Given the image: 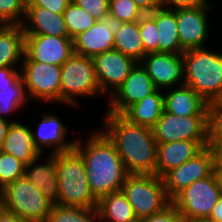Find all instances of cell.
<instances>
[{"mask_svg":"<svg viewBox=\"0 0 222 222\" xmlns=\"http://www.w3.org/2000/svg\"><path fill=\"white\" fill-rule=\"evenodd\" d=\"M89 137L87 143L77 139L74 149L85 164L90 191L99 200L122 190L128 173L115 145L102 130L94 131Z\"/></svg>","mask_w":222,"mask_h":222,"instance_id":"1","label":"cell"},{"mask_svg":"<svg viewBox=\"0 0 222 222\" xmlns=\"http://www.w3.org/2000/svg\"><path fill=\"white\" fill-rule=\"evenodd\" d=\"M102 130L113 142L128 174H155L157 142L152 128L134 124L121 114L106 113Z\"/></svg>","mask_w":222,"mask_h":222,"instance_id":"2","label":"cell"},{"mask_svg":"<svg viewBox=\"0 0 222 222\" xmlns=\"http://www.w3.org/2000/svg\"><path fill=\"white\" fill-rule=\"evenodd\" d=\"M184 81L207 103L222 96V54L195 48L182 53Z\"/></svg>","mask_w":222,"mask_h":222,"instance_id":"3","label":"cell"},{"mask_svg":"<svg viewBox=\"0 0 222 222\" xmlns=\"http://www.w3.org/2000/svg\"><path fill=\"white\" fill-rule=\"evenodd\" d=\"M58 176V204L92 208L98 200L90 191L85 164L81 155L73 148L55 153Z\"/></svg>","mask_w":222,"mask_h":222,"instance_id":"4","label":"cell"},{"mask_svg":"<svg viewBox=\"0 0 222 222\" xmlns=\"http://www.w3.org/2000/svg\"><path fill=\"white\" fill-rule=\"evenodd\" d=\"M2 209L25 222H46L53 206L24 176L1 189Z\"/></svg>","mask_w":222,"mask_h":222,"instance_id":"5","label":"cell"},{"mask_svg":"<svg viewBox=\"0 0 222 222\" xmlns=\"http://www.w3.org/2000/svg\"><path fill=\"white\" fill-rule=\"evenodd\" d=\"M122 191L138 220L162 211L171 203L163 179L156 174H128Z\"/></svg>","mask_w":222,"mask_h":222,"instance_id":"6","label":"cell"},{"mask_svg":"<svg viewBox=\"0 0 222 222\" xmlns=\"http://www.w3.org/2000/svg\"><path fill=\"white\" fill-rule=\"evenodd\" d=\"M101 93L92 57L73 53L61 66L60 103L78 106L76 98Z\"/></svg>","mask_w":222,"mask_h":222,"instance_id":"7","label":"cell"},{"mask_svg":"<svg viewBox=\"0 0 222 222\" xmlns=\"http://www.w3.org/2000/svg\"><path fill=\"white\" fill-rule=\"evenodd\" d=\"M221 197L214 173L199 179L179 192L171 203L187 222L208 218Z\"/></svg>","mask_w":222,"mask_h":222,"instance_id":"8","label":"cell"},{"mask_svg":"<svg viewBox=\"0 0 222 222\" xmlns=\"http://www.w3.org/2000/svg\"><path fill=\"white\" fill-rule=\"evenodd\" d=\"M157 143L179 140L210 141L208 115L176 116L165 110L152 127Z\"/></svg>","mask_w":222,"mask_h":222,"instance_id":"9","label":"cell"},{"mask_svg":"<svg viewBox=\"0 0 222 222\" xmlns=\"http://www.w3.org/2000/svg\"><path fill=\"white\" fill-rule=\"evenodd\" d=\"M21 63V77L29 99L60 104L61 66L37 61Z\"/></svg>","mask_w":222,"mask_h":222,"instance_id":"10","label":"cell"},{"mask_svg":"<svg viewBox=\"0 0 222 222\" xmlns=\"http://www.w3.org/2000/svg\"><path fill=\"white\" fill-rule=\"evenodd\" d=\"M215 154L211 145L204 147L192 159L171 169L163 177L165 191L170 200L193 182L213 173Z\"/></svg>","mask_w":222,"mask_h":222,"instance_id":"11","label":"cell"},{"mask_svg":"<svg viewBox=\"0 0 222 222\" xmlns=\"http://www.w3.org/2000/svg\"><path fill=\"white\" fill-rule=\"evenodd\" d=\"M102 95H110L124 82L138 63L130 56L111 49L92 57ZM113 90H109V88ZM108 93V94H107Z\"/></svg>","mask_w":222,"mask_h":222,"instance_id":"12","label":"cell"},{"mask_svg":"<svg viewBox=\"0 0 222 222\" xmlns=\"http://www.w3.org/2000/svg\"><path fill=\"white\" fill-rule=\"evenodd\" d=\"M73 53V40L70 37L25 35L22 61H37L62 66Z\"/></svg>","mask_w":222,"mask_h":222,"instance_id":"13","label":"cell"},{"mask_svg":"<svg viewBox=\"0 0 222 222\" xmlns=\"http://www.w3.org/2000/svg\"><path fill=\"white\" fill-rule=\"evenodd\" d=\"M146 69L138 62L124 82L109 96L107 113L122 114L129 106L156 91Z\"/></svg>","mask_w":222,"mask_h":222,"instance_id":"14","label":"cell"},{"mask_svg":"<svg viewBox=\"0 0 222 222\" xmlns=\"http://www.w3.org/2000/svg\"><path fill=\"white\" fill-rule=\"evenodd\" d=\"M211 8L208 3L197 7L176 9L178 38L184 51L204 47L208 38V28H210L207 11Z\"/></svg>","mask_w":222,"mask_h":222,"instance_id":"15","label":"cell"},{"mask_svg":"<svg viewBox=\"0 0 222 222\" xmlns=\"http://www.w3.org/2000/svg\"><path fill=\"white\" fill-rule=\"evenodd\" d=\"M157 90L168 89L184 81L182 54L152 52L140 61Z\"/></svg>","mask_w":222,"mask_h":222,"instance_id":"16","label":"cell"},{"mask_svg":"<svg viewBox=\"0 0 222 222\" xmlns=\"http://www.w3.org/2000/svg\"><path fill=\"white\" fill-rule=\"evenodd\" d=\"M208 145L210 141L179 140L157 143L155 174L162 178L171 169L192 159Z\"/></svg>","mask_w":222,"mask_h":222,"instance_id":"17","label":"cell"},{"mask_svg":"<svg viewBox=\"0 0 222 222\" xmlns=\"http://www.w3.org/2000/svg\"><path fill=\"white\" fill-rule=\"evenodd\" d=\"M114 22L111 19L97 21L87 31L73 39V52L94 57L113 49Z\"/></svg>","mask_w":222,"mask_h":222,"instance_id":"18","label":"cell"},{"mask_svg":"<svg viewBox=\"0 0 222 222\" xmlns=\"http://www.w3.org/2000/svg\"><path fill=\"white\" fill-rule=\"evenodd\" d=\"M21 26L25 35L70 37L63 14L42 7L27 6Z\"/></svg>","mask_w":222,"mask_h":222,"instance_id":"19","label":"cell"},{"mask_svg":"<svg viewBox=\"0 0 222 222\" xmlns=\"http://www.w3.org/2000/svg\"><path fill=\"white\" fill-rule=\"evenodd\" d=\"M42 120L39 123L36 132L32 130V138L35 147L43 154L44 146H53L51 154L67 152L74 148L75 141H66L65 134H68L67 128L63 122L54 114H43Z\"/></svg>","mask_w":222,"mask_h":222,"instance_id":"20","label":"cell"},{"mask_svg":"<svg viewBox=\"0 0 222 222\" xmlns=\"http://www.w3.org/2000/svg\"><path fill=\"white\" fill-rule=\"evenodd\" d=\"M179 85L163 94L164 110L179 117L208 115V103L191 87L182 83Z\"/></svg>","mask_w":222,"mask_h":222,"instance_id":"21","label":"cell"},{"mask_svg":"<svg viewBox=\"0 0 222 222\" xmlns=\"http://www.w3.org/2000/svg\"><path fill=\"white\" fill-rule=\"evenodd\" d=\"M36 158L25 166L24 176L28 181L41 190L45 198L53 205L58 204V176L56 167V156L50 153L44 164H38Z\"/></svg>","mask_w":222,"mask_h":222,"instance_id":"22","label":"cell"},{"mask_svg":"<svg viewBox=\"0 0 222 222\" xmlns=\"http://www.w3.org/2000/svg\"><path fill=\"white\" fill-rule=\"evenodd\" d=\"M0 150L12 154L25 164L42 155L34 145L31 128L18 121L10 123Z\"/></svg>","mask_w":222,"mask_h":222,"instance_id":"23","label":"cell"},{"mask_svg":"<svg viewBox=\"0 0 222 222\" xmlns=\"http://www.w3.org/2000/svg\"><path fill=\"white\" fill-rule=\"evenodd\" d=\"M163 94L162 90H156L129 106L121 115L131 123L152 128L164 111Z\"/></svg>","mask_w":222,"mask_h":222,"instance_id":"24","label":"cell"},{"mask_svg":"<svg viewBox=\"0 0 222 222\" xmlns=\"http://www.w3.org/2000/svg\"><path fill=\"white\" fill-rule=\"evenodd\" d=\"M25 34L21 25L0 24V68L14 67L22 61Z\"/></svg>","mask_w":222,"mask_h":222,"instance_id":"25","label":"cell"},{"mask_svg":"<svg viewBox=\"0 0 222 222\" xmlns=\"http://www.w3.org/2000/svg\"><path fill=\"white\" fill-rule=\"evenodd\" d=\"M148 14L157 25L159 52L182 54L184 50L178 38L176 10L159 8Z\"/></svg>","mask_w":222,"mask_h":222,"instance_id":"26","label":"cell"},{"mask_svg":"<svg viewBox=\"0 0 222 222\" xmlns=\"http://www.w3.org/2000/svg\"><path fill=\"white\" fill-rule=\"evenodd\" d=\"M113 49L130 56L140 62L147 54L144 51L139 21L114 23V44Z\"/></svg>","mask_w":222,"mask_h":222,"instance_id":"27","label":"cell"},{"mask_svg":"<svg viewBox=\"0 0 222 222\" xmlns=\"http://www.w3.org/2000/svg\"><path fill=\"white\" fill-rule=\"evenodd\" d=\"M100 222H136L132 206L122 190L109 193L98 200Z\"/></svg>","mask_w":222,"mask_h":222,"instance_id":"28","label":"cell"},{"mask_svg":"<svg viewBox=\"0 0 222 222\" xmlns=\"http://www.w3.org/2000/svg\"><path fill=\"white\" fill-rule=\"evenodd\" d=\"M46 222H100L97 207L53 205Z\"/></svg>","mask_w":222,"mask_h":222,"instance_id":"29","label":"cell"},{"mask_svg":"<svg viewBox=\"0 0 222 222\" xmlns=\"http://www.w3.org/2000/svg\"><path fill=\"white\" fill-rule=\"evenodd\" d=\"M25 92L27 90L21 76L9 87L0 88V118L7 120L6 114L14 113L30 100Z\"/></svg>","mask_w":222,"mask_h":222,"instance_id":"30","label":"cell"},{"mask_svg":"<svg viewBox=\"0 0 222 222\" xmlns=\"http://www.w3.org/2000/svg\"><path fill=\"white\" fill-rule=\"evenodd\" d=\"M63 17L72 40L97 22L86 10L73 2L63 11Z\"/></svg>","mask_w":222,"mask_h":222,"instance_id":"31","label":"cell"},{"mask_svg":"<svg viewBox=\"0 0 222 222\" xmlns=\"http://www.w3.org/2000/svg\"><path fill=\"white\" fill-rule=\"evenodd\" d=\"M144 14L133 0H109V19L114 23L138 21Z\"/></svg>","mask_w":222,"mask_h":222,"instance_id":"32","label":"cell"},{"mask_svg":"<svg viewBox=\"0 0 222 222\" xmlns=\"http://www.w3.org/2000/svg\"><path fill=\"white\" fill-rule=\"evenodd\" d=\"M26 164L12 154L0 150V189L24 177Z\"/></svg>","mask_w":222,"mask_h":222,"instance_id":"33","label":"cell"},{"mask_svg":"<svg viewBox=\"0 0 222 222\" xmlns=\"http://www.w3.org/2000/svg\"><path fill=\"white\" fill-rule=\"evenodd\" d=\"M28 0H0V24L21 25Z\"/></svg>","mask_w":222,"mask_h":222,"instance_id":"34","label":"cell"},{"mask_svg":"<svg viewBox=\"0 0 222 222\" xmlns=\"http://www.w3.org/2000/svg\"><path fill=\"white\" fill-rule=\"evenodd\" d=\"M138 21L144 51L146 53L159 52L158 29L155 20L146 13Z\"/></svg>","mask_w":222,"mask_h":222,"instance_id":"35","label":"cell"},{"mask_svg":"<svg viewBox=\"0 0 222 222\" xmlns=\"http://www.w3.org/2000/svg\"><path fill=\"white\" fill-rule=\"evenodd\" d=\"M208 123L211 143L222 135V101L219 99L208 103Z\"/></svg>","mask_w":222,"mask_h":222,"instance_id":"36","label":"cell"},{"mask_svg":"<svg viewBox=\"0 0 222 222\" xmlns=\"http://www.w3.org/2000/svg\"><path fill=\"white\" fill-rule=\"evenodd\" d=\"M88 12L96 21L109 19V0H72Z\"/></svg>","mask_w":222,"mask_h":222,"instance_id":"37","label":"cell"},{"mask_svg":"<svg viewBox=\"0 0 222 222\" xmlns=\"http://www.w3.org/2000/svg\"><path fill=\"white\" fill-rule=\"evenodd\" d=\"M141 222H187L178 212L175 206L170 203L162 211L151 216L140 219Z\"/></svg>","mask_w":222,"mask_h":222,"instance_id":"38","label":"cell"},{"mask_svg":"<svg viewBox=\"0 0 222 222\" xmlns=\"http://www.w3.org/2000/svg\"><path fill=\"white\" fill-rule=\"evenodd\" d=\"M72 0H28L27 6L42 7L56 14H63Z\"/></svg>","mask_w":222,"mask_h":222,"instance_id":"39","label":"cell"},{"mask_svg":"<svg viewBox=\"0 0 222 222\" xmlns=\"http://www.w3.org/2000/svg\"><path fill=\"white\" fill-rule=\"evenodd\" d=\"M207 0H161V8L176 10L206 5ZM173 6V7H172Z\"/></svg>","mask_w":222,"mask_h":222,"instance_id":"40","label":"cell"},{"mask_svg":"<svg viewBox=\"0 0 222 222\" xmlns=\"http://www.w3.org/2000/svg\"><path fill=\"white\" fill-rule=\"evenodd\" d=\"M20 76L21 72L14 67L0 68V88L9 87V85L13 84Z\"/></svg>","mask_w":222,"mask_h":222,"instance_id":"41","label":"cell"},{"mask_svg":"<svg viewBox=\"0 0 222 222\" xmlns=\"http://www.w3.org/2000/svg\"><path fill=\"white\" fill-rule=\"evenodd\" d=\"M146 14L161 8V0H133Z\"/></svg>","mask_w":222,"mask_h":222,"instance_id":"42","label":"cell"},{"mask_svg":"<svg viewBox=\"0 0 222 222\" xmlns=\"http://www.w3.org/2000/svg\"><path fill=\"white\" fill-rule=\"evenodd\" d=\"M0 222H25L23 219L18 217L16 214L0 209Z\"/></svg>","mask_w":222,"mask_h":222,"instance_id":"43","label":"cell"},{"mask_svg":"<svg viewBox=\"0 0 222 222\" xmlns=\"http://www.w3.org/2000/svg\"><path fill=\"white\" fill-rule=\"evenodd\" d=\"M208 218L222 222V196L218 199Z\"/></svg>","mask_w":222,"mask_h":222,"instance_id":"44","label":"cell"},{"mask_svg":"<svg viewBox=\"0 0 222 222\" xmlns=\"http://www.w3.org/2000/svg\"><path fill=\"white\" fill-rule=\"evenodd\" d=\"M11 122H16V121L15 120L11 121L9 119L5 120V119L0 118V149L2 148L5 136L7 134V131Z\"/></svg>","mask_w":222,"mask_h":222,"instance_id":"45","label":"cell"},{"mask_svg":"<svg viewBox=\"0 0 222 222\" xmlns=\"http://www.w3.org/2000/svg\"><path fill=\"white\" fill-rule=\"evenodd\" d=\"M215 154V164L222 165V143H210Z\"/></svg>","mask_w":222,"mask_h":222,"instance_id":"46","label":"cell"},{"mask_svg":"<svg viewBox=\"0 0 222 222\" xmlns=\"http://www.w3.org/2000/svg\"><path fill=\"white\" fill-rule=\"evenodd\" d=\"M213 173L216 177L220 194L222 196V165H214Z\"/></svg>","mask_w":222,"mask_h":222,"instance_id":"47","label":"cell"},{"mask_svg":"<svg viewBox=\"0 0 222 222\" xmlns=\"http://www.w3.org/2000/svg\"><path fill=\"white\" fill-rule=\"evenodd\" d=\"M190 222H219L210 218H200V219H196Z\"/></svg>","mask_w":222,"mask_h":222,"instance_id":"48","label":"cell"},{"mask_svg":"<svg viewBox=\"0 0 222 222\" xmlns=\"http://www.w3.org/2000/svg\"><path fill=\"white\" fill-rule=\"evenodd\" d=\"M211 143H222V135L219 138H216Z\"/></svg>","mask_w":222,"mask_h":222,"instance_id":"49","label":"cell"},{"mask_svg":"<svg viewBox=\"0 0 222 222\" xmlns=\"http://www.w3.org/2000/svg\"><path fill=\"white\" fill-rule=\"evenodd\" d=\"M2 208V198H1V189H0V209Z\"/></svg>","mask_w":222,"mask_h":222,"instance_id":"50","label":"cell"}]
</instances>
